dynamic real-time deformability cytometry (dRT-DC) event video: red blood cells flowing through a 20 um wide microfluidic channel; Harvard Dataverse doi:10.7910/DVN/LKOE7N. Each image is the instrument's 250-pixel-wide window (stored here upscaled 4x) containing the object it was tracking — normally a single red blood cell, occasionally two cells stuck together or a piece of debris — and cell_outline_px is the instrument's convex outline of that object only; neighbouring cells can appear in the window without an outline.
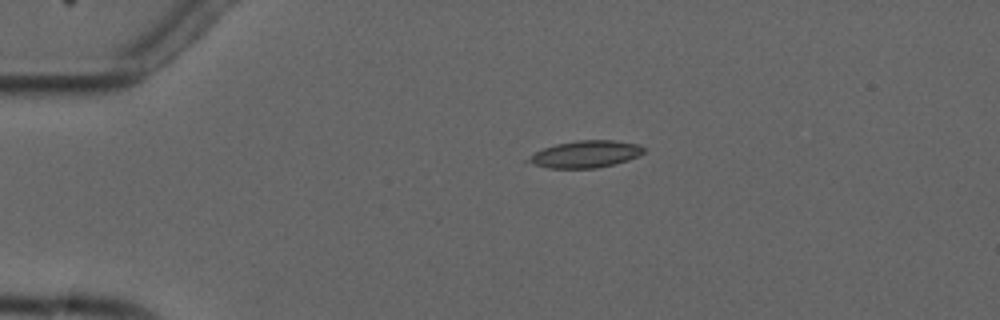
{"species": "common noctule bat (a hibernating species)", "species_latin": "Nyctalus noctula", "temperature_condition": "cold", "stored_images_in_passage": 6, "camera_frame_rate_fps": 3000, "um_per_image_px": 0.085, "animal": {"sex": "male", "forearm_length_mm": 52.5}, "frame": {"image": 1, "passage_image": 4, "time_ms": 3.333, "image_size_px": [1000, 320], "cell_outline_px": [[644, 152], [640, 156], [628, 160], [596, 168], [548, 168], [524, 160], [536, 152], [544, 148], [556, 144], [576, 140], [612, 140], [640, 144], [644, 148]], "centroid_in_image_um": [49.8, 13.09], "position_along_channel_um": 35.2, "area_um2": 18.03}}